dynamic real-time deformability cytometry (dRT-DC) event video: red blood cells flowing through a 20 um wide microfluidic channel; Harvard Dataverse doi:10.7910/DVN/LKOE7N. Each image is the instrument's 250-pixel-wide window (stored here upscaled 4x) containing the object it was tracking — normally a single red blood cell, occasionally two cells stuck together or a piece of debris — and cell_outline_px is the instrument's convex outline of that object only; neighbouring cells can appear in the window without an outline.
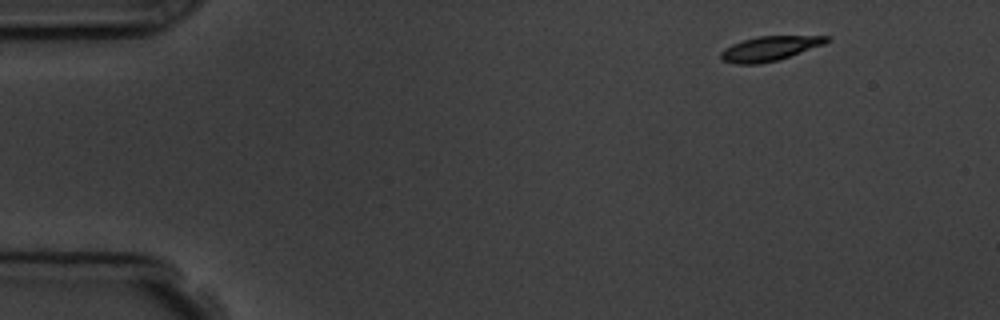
{"species": "common noctule bat (a hibernating species)", "species_latin": "Nyctalus noctula", "temperature_condition": "room temperature", "stored_images_in_passage": 4, "camera_frame_rate_fps": 3000, "um_per_image_px": 0.085, "animal": {"sex": "male", "body_mass_g": 19.5, "forearm_length_mm": 54.6}, "frame": {"image": 1, "passage_image": 1, "time_ms": 0.0, "image_size_px": [1000, 320], "cell_outline_px": [[832, 40], [824, 44], [776, 60], [756, 64], [736, 64], [720, 60], [720, 52], [724, 48], [732, 44], [756, 36], [832, 36]], "centroid_in_image_um": [65.39, 4.11], "position_along_channel_um": 19.6, "area_um2": 15.03}}
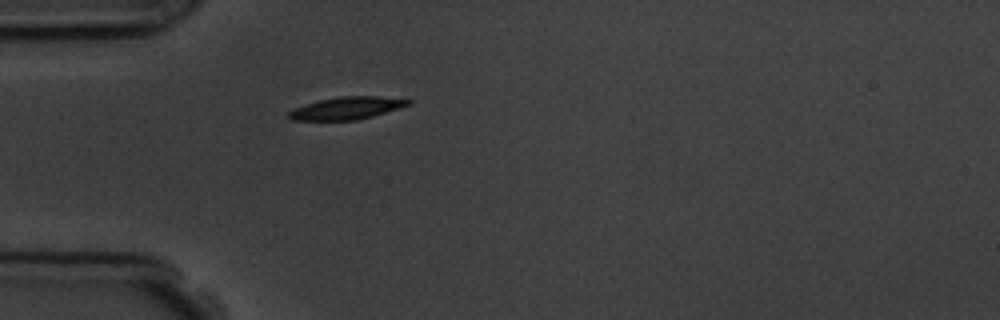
{"frame": {"image": 2, "passage_image": 4, "time_ms": 3.333, "image_size_px": [1000, 320], "cell_outline_px": [[412, 104], [372, 116], [356, 120], [292, 120], [284, 116], [288, 112], [304, 104], [320, 100], [340, 96], [376, 96], [412, 100]], "centroid_in_image_um": [29.44, 9.19], "position_along_channel_um": 55.6, "area_um2": 15.55}}